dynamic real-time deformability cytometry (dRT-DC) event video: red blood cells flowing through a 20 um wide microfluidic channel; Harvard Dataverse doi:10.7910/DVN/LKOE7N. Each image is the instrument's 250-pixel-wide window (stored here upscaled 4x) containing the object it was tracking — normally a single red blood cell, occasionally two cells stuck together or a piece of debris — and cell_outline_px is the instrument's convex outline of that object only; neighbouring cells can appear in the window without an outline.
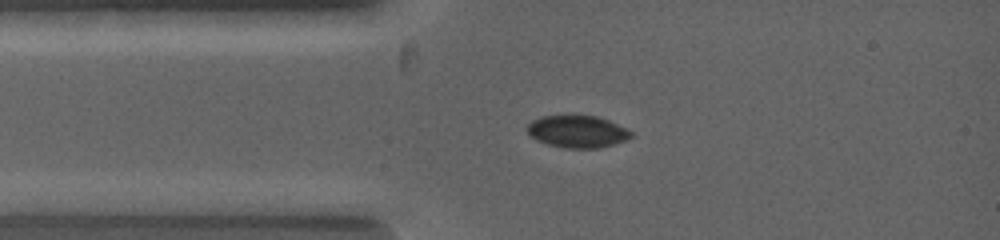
{"species": "common noctule bat (a hibernating species)", "species_latin": "Nyctalus noctula", "temperature_condition": "warm", "stored_images_in_passage": 16, "camera_frame_rate_fps": 5000, "um_per_image_px": 0.085, "animal": {"sex": "female", "body_mass_g": 19.0, "forearm_length_mm": 53.3}, "frame": {"image": 1, "passage_image": 2, "time_ms": 0.4, "image_size_px": [1000, 240], "cell_outline_px": [[632, 136], [628, 140], [600, 148], [564, 148], [548, 144], [536, 140], [528, 132], [528, 124], [532, 120], [540, 116], [596, 116], [608, 120], [628, 128], [632, 132]], "centroid_in_image_um": [49.12, 11.19], "position_along_channel_um": 35.9, "area_um2": 19.48}}
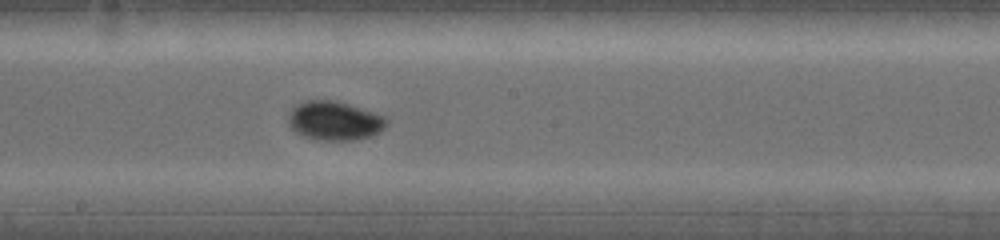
{"frame": {"image": 2, "passage_image": 10, "time_ms": 3.4, "image_size_px": [1000, 240], "cell_outline_px": [[388, 124], [380, 132], [372, 136], [352, 140], [320, 140], [304, 136], [296, 132], [288, 124], [288, 116], [292, 108], [308, 100], [332, 100], [384, 116], [388, 120]], "centroid_in_image_um": [28.43, 10.29], "position_along_channel_um": 219.8, "area_um2": 21.96}}
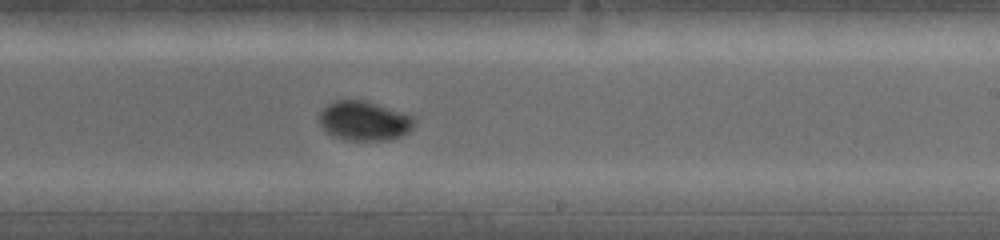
{"frame": {"image": 3, "passage_image": 12, "time_ms": 4.0, "image_size_px": [1000, 240], "cell_outline_px": [[416, 120], [412, 128], [408, 132], [400, 136], [388, 140], [344, 140], [332, 136], [320, 124], [320, 112], [328, 104], [336, 100], [360, 100], [412, 116]], "centroid_in_image_um": [30.93, 10.3], "position_along_channel_um": 258.1, "area_um2": 21.33}}